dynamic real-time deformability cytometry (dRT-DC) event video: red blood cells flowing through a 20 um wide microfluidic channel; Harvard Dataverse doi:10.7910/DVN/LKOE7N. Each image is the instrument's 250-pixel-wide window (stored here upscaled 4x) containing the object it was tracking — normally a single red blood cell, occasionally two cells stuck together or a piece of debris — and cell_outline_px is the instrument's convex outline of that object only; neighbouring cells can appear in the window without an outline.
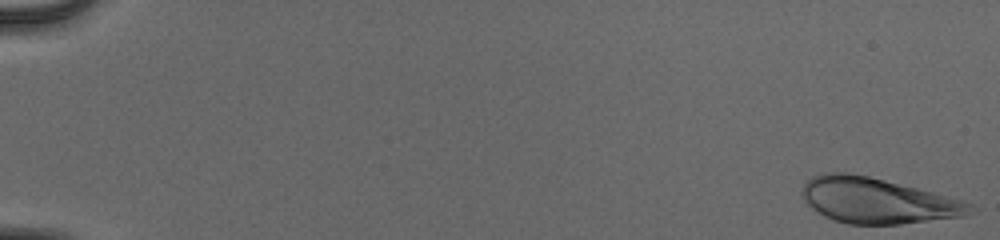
{"species": "human", "species_latin": "Homo sapiens", "temperature_condition": "cold", "stored_images_in_passage": 23, "camera_frame_rate_fps": 3000, "um_per_image_px": 0.085, "donor": {"sex": "male"}, "frame": {"image": 1, "passage_image": 1, "time_ms": 0.0, "image_size_px": [1000, 240], "cell_outline_px": [[980, 208], [964, 216], [900, 224], [848, 224], [832, 220], [824, 216], [812, 208], [804, 200], [804, 184], [812, 176], [824, 172], [848, 172], [868, 176], [932, 192], [960, 200], [972, 204]], "centroid_in_image_um": [74.58, 17.06], "position_along_channel_um": 10.4, "area_um2": 44.22}}
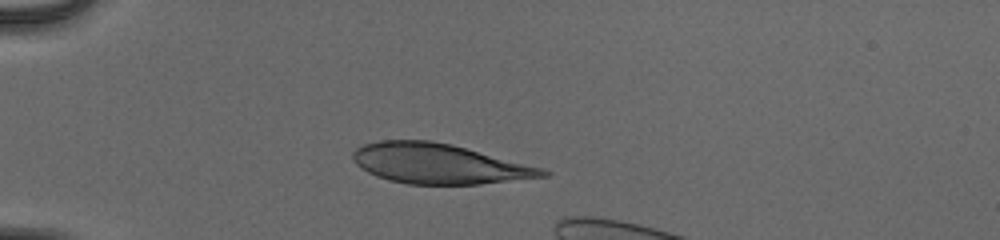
{"frame": {"image": 2, "passage_image": 16, "time_ms": 5.0, "image_size_px": [1000, 240], "cell_outline_px": [[552, 172], [548, 176], [480, 184], [408, 184], [388, 180], [376, 176], [360, 168], [352, 160], [352, 152], [356, 148], [364, 144], [380, 140], [428, 140], [452, 144], [544, 168]], "centroid_in_image_um": [37.3, 13.91], "position_along_channel_um": 47.7, "area_um2": 44.39}}
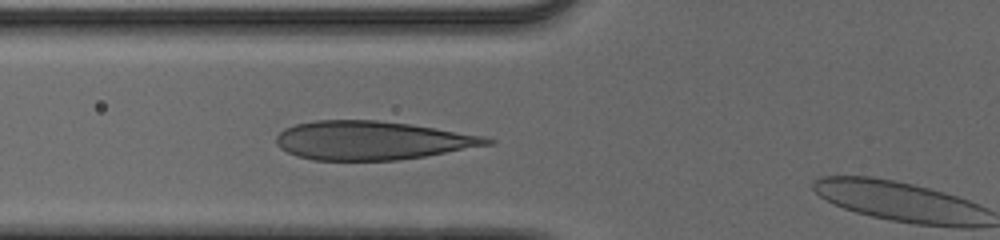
{"frame": {"image": 3, "passage_image": 22, "time_ms": 7.0, "image_size_px": [1000, 240], "cell_outline_px": [[496, 140], [492, 144], [424, 156], [400, 160], [312, 160], [296, 156], [280, 148], [276, 144], [276, 136], [284, 128], [296, 124], [316, 120], [376, 120], [408, 124], [484, 136]], "centroid_in_image_um": [31.57, 11.94], "position_along_channel_um": 94.2, "area_um2": 47.22}}